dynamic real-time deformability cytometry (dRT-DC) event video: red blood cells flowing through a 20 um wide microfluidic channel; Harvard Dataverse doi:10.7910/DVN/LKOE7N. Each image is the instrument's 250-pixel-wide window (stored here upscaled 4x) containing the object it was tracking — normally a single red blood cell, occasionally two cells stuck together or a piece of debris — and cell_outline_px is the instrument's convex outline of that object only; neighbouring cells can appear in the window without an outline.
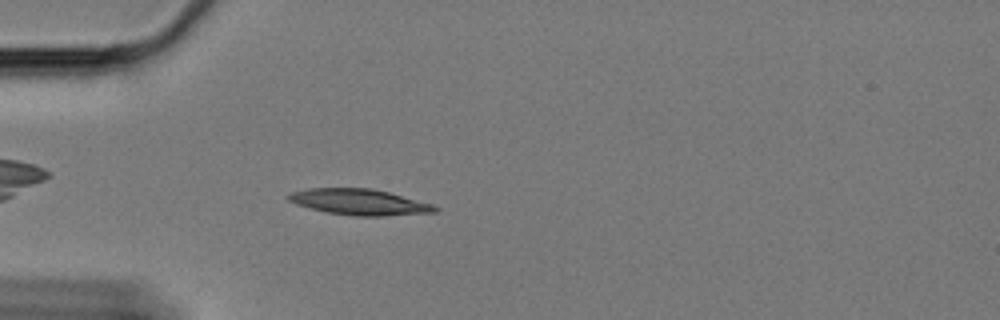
{"species": "Egyptian fruit bat (a non-hibernating species)", "species_latin": "Rousettus aegyptiacus", "temperature_condition": "cold", "stored_images_in_passage": 49, "camera_frame_rate_fps": 3000, "um_per_image_px": 0.085, "animal": {"sex": "female"}, "frame": {"image": 1, "passage_image": 6, "time_ms": 1.667, "image_size_px": [1000, 320], "cell_outline_px": [[440, 208], [436, 212], [384, 216], [356, 216], [328, 212], [296, 204], [288, 200], [284, 196], [292, 192], [308, 188], [372, 188], [388, 192], [432, 204]], "centroid_in_image_um": [30.54, 17.17], "position_along_channel_um": 54.5, "area_um2": 22.02}}
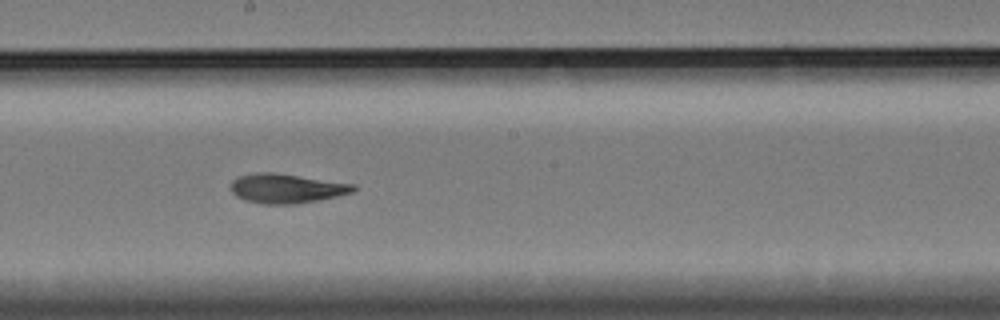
{"frame": {"image": 2, "passage_image": 22, "time_ms": 7.0, "image_size_px": [1000, 320], "cell_outline_px": [[356, 188], [352, 192], [336, 196], [296, 204], [264, 204], [244, 200], [236, 196], [228, 188], [232, 180], [240, 176], [256, 172], [272, 172], [356, 184]], "centroid_in_image_um": [24.3, 16.01], "position_along_channel_um": 223.9, "area_um2": 20.98}}
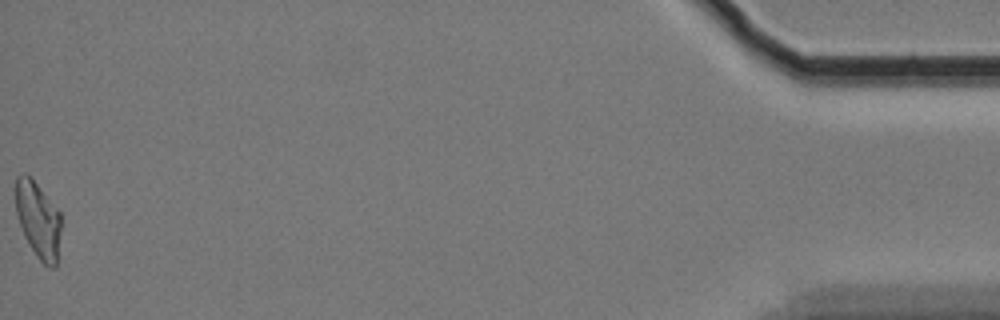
{"frame": {"image": 3, "passage_image": 49, "time_ms": 16.0, "image_size_px": [1000, 320], "cell_outline_px": [[60, 228], [56, 268], [48, 268], [40, 260], [24, 236], [16, 212], [16, 176], [24, 172], [32, 176], [60, 212]], "centroid_in_image_um": [3.24, 18.63], "position_along_channel_um": 432.0, "area_um2": 20.17}, "authors_computed_cell_mechanics": {"area_um2": 20.8658, "velocity_mm_per_s": 3.3293, "shape_relaxation_time_tau1_ms": 7.9908, "shape_relaxation_time_tau2_ms": 2.7267, "deformation_change_tau1": 0.2047, "deformation_change_tau2": 0.1011}}